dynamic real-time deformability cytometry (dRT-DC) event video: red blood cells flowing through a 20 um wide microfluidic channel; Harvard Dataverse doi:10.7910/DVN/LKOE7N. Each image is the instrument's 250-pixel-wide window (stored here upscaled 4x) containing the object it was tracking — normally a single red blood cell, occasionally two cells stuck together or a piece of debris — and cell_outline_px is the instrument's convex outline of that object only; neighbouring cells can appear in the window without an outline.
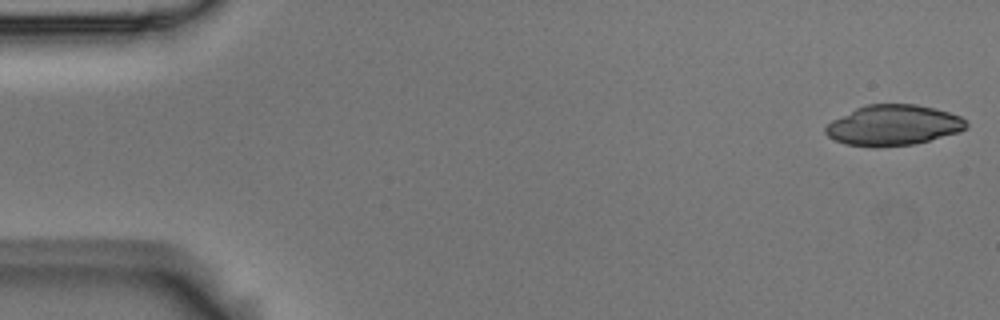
{"species": "Egyptian fruit bat (a non-hibernating species)", "species_latin": "Rousettus aegyptiacus", "temperature_condition": "room temperature", "stored_images_in_passage": 5, "camera_frame_rate_fps": 3000, "um_per_image_px": 0.085, "animal": {"sex": "male"}, "frame": {"image": 1, "passage_image": 1, "time_ms": 0.0, "image_size_px": [1000, 320], "cell_outline_px": [[968, 128], [960, 132], [912, 144], [876, 148], [872, 148], [844, 144], [828, 136], [824, 132], [824, 128], [832, 120], [856, 108], [868, 104], [916, 104], [936, 108], [960, 116], [968, 124]], "centroid_in_image_um": [75.92, 10.65], "position_along_channel_um": 9.1, "area_um2": 33.35}}